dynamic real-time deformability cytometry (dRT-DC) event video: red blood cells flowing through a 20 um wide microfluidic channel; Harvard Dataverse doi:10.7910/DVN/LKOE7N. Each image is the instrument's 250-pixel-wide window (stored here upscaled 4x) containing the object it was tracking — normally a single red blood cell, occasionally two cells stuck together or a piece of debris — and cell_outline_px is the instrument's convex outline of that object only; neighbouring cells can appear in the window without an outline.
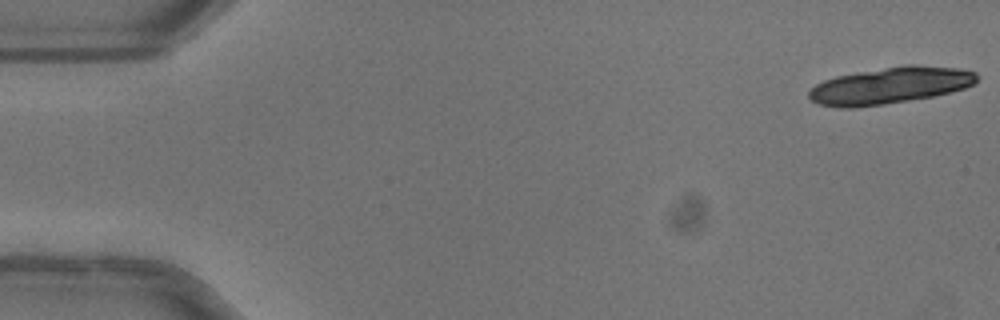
{"species": "common noctule bat (a hibernating species)", "species_latin": "Nyctalus noctula", "temperature_condition": "warm", "stored_images_in_passage": 18, "camera_frame_rate_fps": 3000, "um_per_image_px": 0.085, "animal": {"sex": "female"}, "frame": {"image": 1, "passage_image": 1, "time_ms": 0.0, "image_size_px": [1000, 320], "cell_outline_px": [[980, 76], [976, 84], [964, 88], [932, 96], [884, 104], [856, 108], [840, 108], [820, 104], [812, 100], [808, 96], [808, 92], [816, 84], [824, 80], [836, 76], [904, 64], [916, 64], [960, 68], [976, 72]], "centroid_in_image_um": [75.7, 7.25], "position_along_channel_um": 9.3, "area_um2": 35.95}}